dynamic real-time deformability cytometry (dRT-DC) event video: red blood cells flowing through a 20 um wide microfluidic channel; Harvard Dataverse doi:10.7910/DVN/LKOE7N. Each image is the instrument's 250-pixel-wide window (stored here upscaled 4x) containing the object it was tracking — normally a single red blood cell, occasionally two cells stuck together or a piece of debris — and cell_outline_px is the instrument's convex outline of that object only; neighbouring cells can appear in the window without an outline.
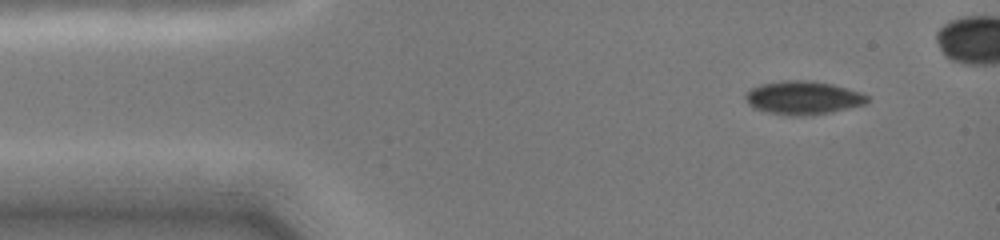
{"species": "common noctule bat (a hibernating species)", "species_latin": "Nyctalus noctula", "temperature_condition": "cold", "stored_images_in_passage": 7, "camera_frame_rate_fps": 3000, "um_per_image_px": 0.085, "animal": {"sex": "female", "body_mass_g": 19.0, "forearm_length_mm": 51.5}, "frame": {"image": 1, "passage_image": 1, "time_ms": 0.0, "image_size_px": [1000, 240], "cell_outline_px": [[868, 104], [808, 116], [792, 116], [768, 112], [752, 108], [748, 104], [744, 96], [752, 88], [760, 84], [780, 80], [812, 80], [832, 84], [860, 92], [868, 96]], "centroid_in_image_um": [68.25, 8.31], "position_along_channel_um": 16.8, "area_um2": 23.81}}
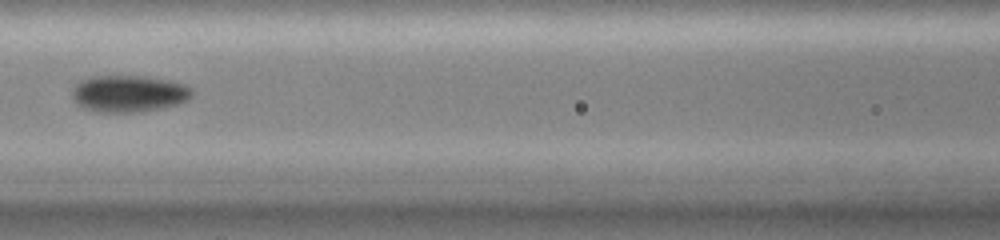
{"frame": {"image": 2, "passage_image": 6, "time_ms": 5.333, "image_size_px": [1000, 240], "cell_outline_px": [[192, 96], [188, 100], [176, 104], [160, 108], [140, 112], [92, 112], [76, 104], [72, 96], [72, 92], [76, 84], [80, 80], [92, 76], [148, 76], [172, 80], [184, 84], [192, 88]], "centroid_in_image_um": [10.94, 7.95], "position_along_channel_um": 155.7, "area_um2": 26.01}}
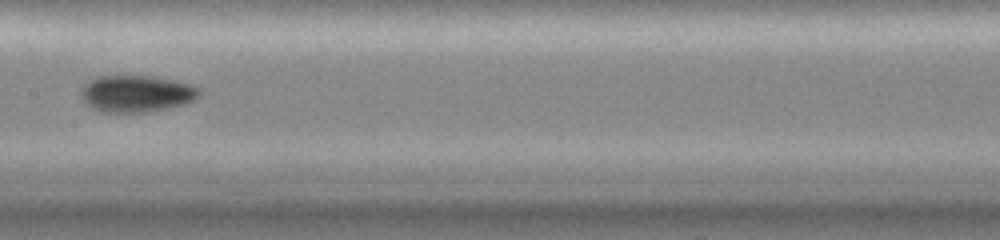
{"frame": {"image": 3, "passage_image": 7, "time_ms": 6.333, "image_size_px": [1000, 240], "cell_outline_px": [[200, 96], [184, 104], [168, 108], [148, 112], [100, 112], [84, 104], [80, 96], [80, 92], [88, 80], [100, 76], [152, 76], [176, 80], [192, 84], [200, 88]], "centroid_in_image_um": [11.59, 7.96], "position_along_channel_um": 195.8, "area_um2": 25.66}}